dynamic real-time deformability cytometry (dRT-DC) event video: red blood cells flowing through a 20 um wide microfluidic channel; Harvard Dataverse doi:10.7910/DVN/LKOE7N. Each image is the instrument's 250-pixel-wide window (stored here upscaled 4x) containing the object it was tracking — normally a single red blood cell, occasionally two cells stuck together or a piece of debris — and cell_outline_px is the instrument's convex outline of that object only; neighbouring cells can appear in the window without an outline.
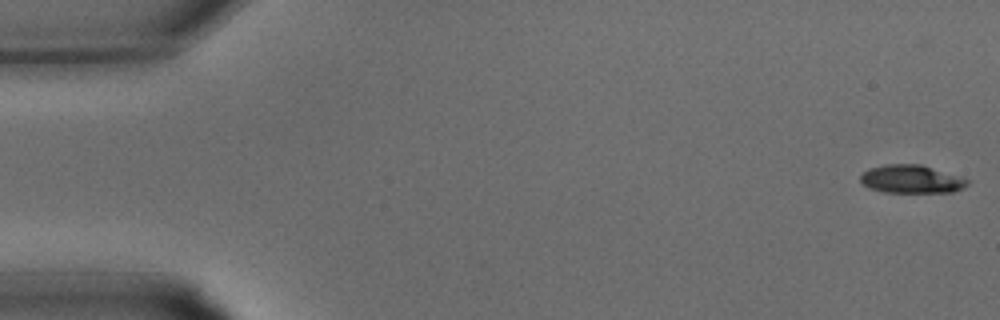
{"species": "common noctule bat (a hibernating species)", "species_latin": "Nyctalus noctula", "temperature_condition": "warm", "stored_images_in_passage": 33, "camera_frame_rate_fps": 3000, "um_per_image_px": 0.085, "animal": {"sex": "male", "body_mass_g": 15.6}, "frame": {"image": 1, "passage_image": 1, "time_ms": 0.0, "image_size_px": [1000, 320], "cell_outline_px": [[968, 184], [964, 188], [952, 192], [884, 192], [872, 188], [864, 184], [860, 180], [860, 176], [868, 168], [884, 164], [920, 164], [968, 180]], "centroid_in_image_um": [77.43, 15.22], "position_along_channel_um": 7.6, "area_um2": 17.22}}
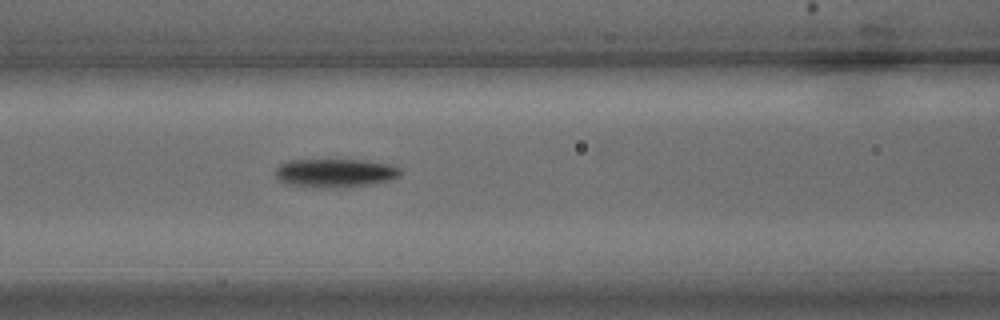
{"frame": {"image": 2, "passage_image": 14, "time_ms": 4.333, "image_size_px": [1000, 320], "cell_outline_px": [[404, 172], [400, 176], [392, 180], [372, 184], [324, 188], [312, 188], [284, 184], [276, 180], [276, 168], [280, 164], [288, 160], [368, 160], [388, 164], [400, 168]], "centroid_in_image_um": [28.47, 14.71], "position_along_channel_um": 138.1, "area_um2": 21.21}}
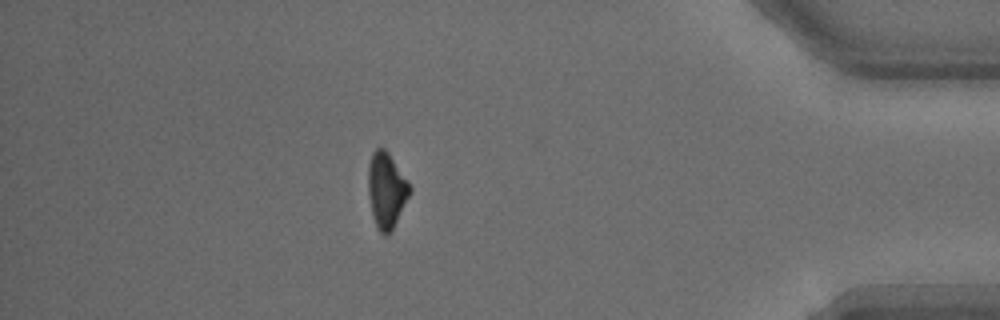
{"frame": {"image": 3, "passage_image": 29, "time_ms": 9.333, "image_size_px": [1000, 320], "cell_outline_px": [[412, 192], [392, 228], [384, 236], [380, 232], [372, 216], [368, 196], [368, 164], [372, 152], [376, 148], [384, 148], [388, 152], [408, 180], [412, 188]], "centroid_in_image_um": [32.84, 16.13], "position_along_channel_um": 402.4, "area_um2": 18.32}}